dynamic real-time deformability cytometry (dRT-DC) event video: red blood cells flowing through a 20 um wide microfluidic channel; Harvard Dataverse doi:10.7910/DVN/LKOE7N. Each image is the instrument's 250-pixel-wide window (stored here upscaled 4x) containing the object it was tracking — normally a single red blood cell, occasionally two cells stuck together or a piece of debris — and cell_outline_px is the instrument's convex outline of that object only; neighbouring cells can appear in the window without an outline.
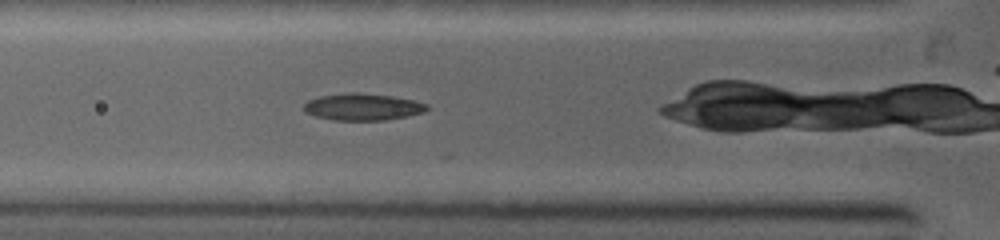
{"species": "common noctule bat (a hibernating species)", "species_latin": "Nyctalus noctula", "temperature_condition": "warm", "stored_images_in_passage": 6, "camera_frame_rate_fps": 5000, "um_per_image_px": 0.085, "animal": {"sex": "female", "body_mass_g": 19.0, "forearm_length_mm": 53.3}, "frame": {"image": 1, "passage_image": 4, "time_ms": 1.2, "image_size_px": [1000, 240], "cell_outline_px": [[428, 108], [424, 112], [384, 120], [332, 120], [316, 116], [304, 112], [304, 104], [308, 100], [320, 96], [348, 92], [360, 92], [392, 96], [412, 100], [428, 104]], "centroid_in_image_um": [30.79, 9.08], "position_along_channel_um": 95.0, "area_um2": 19.19}}
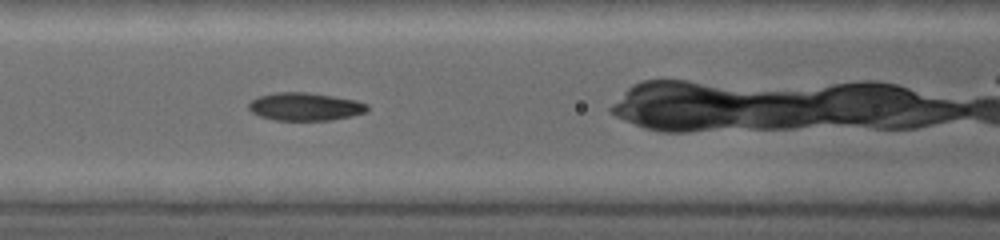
{"frame": {"image": 2, "passage_image": 6, "time_ms": 2.2, "image_size_px": [1000, 240], "cell_outline_px": [[368, 112], [352, 116], [332, 120], [272, 120], [260, 116], [252, 112], [248, 108], [248, 104], [256, 96], [276, 92], [308, 92], [356, 100], [368, 104]], "centroid_in_image_um": [25.93, 9.06], "position_along_channel_um": 140.7, "area_um2": 19.48}}